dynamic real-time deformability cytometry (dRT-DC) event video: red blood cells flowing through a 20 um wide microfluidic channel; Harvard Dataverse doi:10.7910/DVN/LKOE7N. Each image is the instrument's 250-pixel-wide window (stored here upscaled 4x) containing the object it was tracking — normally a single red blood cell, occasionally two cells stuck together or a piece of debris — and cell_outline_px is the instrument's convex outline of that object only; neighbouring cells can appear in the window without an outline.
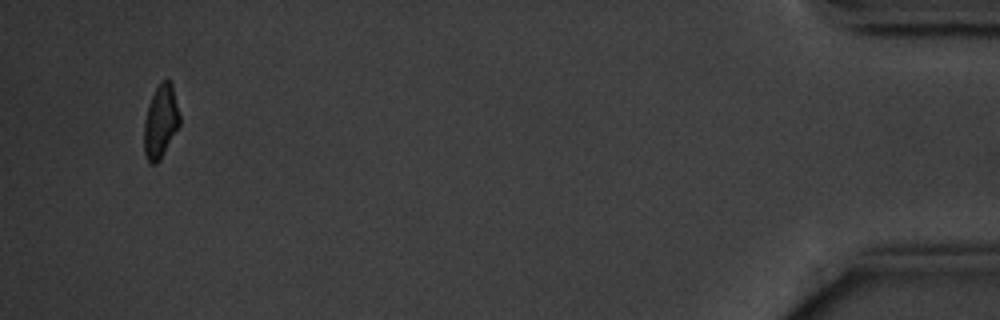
{"species": "common noctule bat (a hibernating species)", "species_latin": "Nyctalus noctula", "temperature_condition": "cold", "stored_images_in_passage": 15, "camera_frame_rate_fps": 3000, "um_per_image_px": 0.085, "animal": {"sex": "male", "body_mass_g": 20.1, "forearm_length_mm": 53.5}, "frame": {"image": 1, "passage_image": 15, "time_ms": 18.0, "image_size_px": [1000, 320], "cell_outline_px": [[180, 124], [160, 160], [156, 164], [148, 164], [144, 152], [144, 120], [152, 96], [160, 80], [168, 80], [172, 84], [180, 116]], "centroid_in_image_um": [13.65, 10.36], "position_along_channel_um": 421.6, "area_um2": 15.14}}